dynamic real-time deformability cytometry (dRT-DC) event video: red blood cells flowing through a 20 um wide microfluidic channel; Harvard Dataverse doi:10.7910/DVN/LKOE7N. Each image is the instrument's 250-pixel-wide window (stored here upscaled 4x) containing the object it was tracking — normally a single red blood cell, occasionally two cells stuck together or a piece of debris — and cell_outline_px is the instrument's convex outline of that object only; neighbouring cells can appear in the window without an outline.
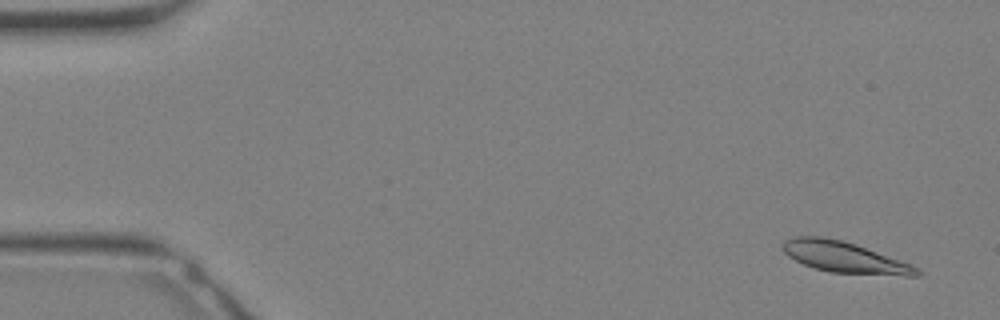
{"species": "Egyptian fruit bat (a non-hibernating species)", "species_latin": "Rousettus aegyptiacus", "temperature_condition": "warm", "stored_images_in_passage": 33, "camera_frame_rate_fps": 3000, "um_per_image_px": 0.085, "animal": {"sex": "female"}, "frame": {"image": 1, "passage_image": 2, "time_ms": 0.333, "image_size_px": [1000, 320], "cell_outline_px": [[920, 276], [908, 276], [828, 272], [812, 268], [788, 256], [784, 252], [780, 244], [784, 240], [796, 236], [820, 236], [840, 240], [856, 244], [912, 264], [920, 272]], "centroid_in_image_um": [71.75, 21.86], "position_along_channel_um": 13.2, "area_um2": 24.28}}
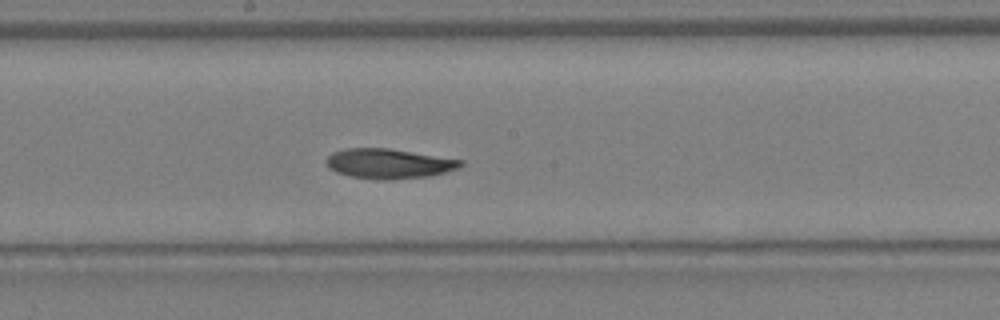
{"frame": {"image": 2, "passage_image": 18, "time_ms": 5.667, "image_size_px": [1000, 320], "cell_outline_px": [[464, 164], [456, 168], [444, 172], [428, 176], [392, 180], [376, 180], [352, 176], [336, 172], [328, 168], [324, 160], [332, 152], [344, 148], [388, 148], [464, 160]], "centroid_in_image_um": [33.0, 13.9], "position_along_channel_um": 215.2, "area_um2": 23.47}}
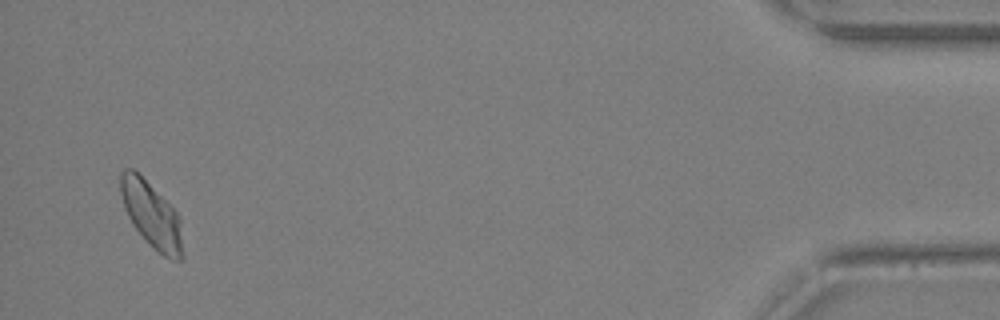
{"frame": {"image": 3, "passage_image": 32, "time_ms": 10.333, "image_size_px": [1000, 320], "cell_outline_px": [[184, 256], [180, 260], [172, 260], [164, 256], [132, 224], [124, 208], [120, 192], [120, 172], [124, 168], [132, 168], [176, 212], [180, 220]], "centroid_in_image_um": [12.88, 18.27], "position_along_channel_um": 422.3, "area_um2": 23.0}}